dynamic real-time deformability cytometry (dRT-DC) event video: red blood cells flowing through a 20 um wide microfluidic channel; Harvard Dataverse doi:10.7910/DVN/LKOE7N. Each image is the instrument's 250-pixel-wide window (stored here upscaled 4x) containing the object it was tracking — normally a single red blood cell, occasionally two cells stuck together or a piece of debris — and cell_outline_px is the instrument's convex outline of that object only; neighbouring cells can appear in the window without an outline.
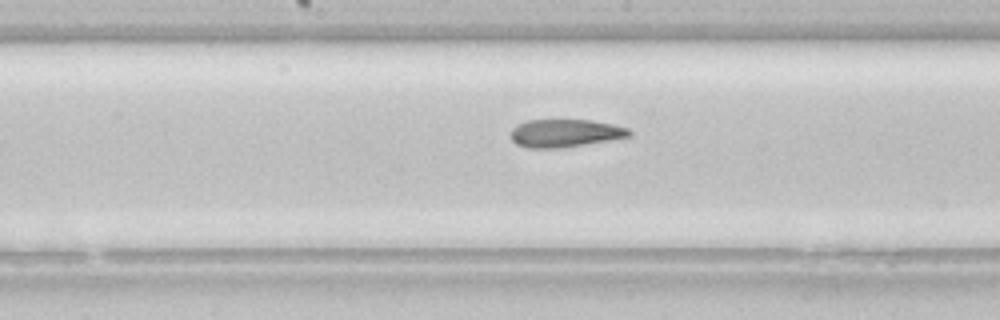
{"species": "common noctule bat (a hibernating species)", "species_latin": "Nyctalus noctula", "temperature_condition": "room temperature", "stored_images_in_passage": 39, "camera_frame_rate_fps": 3000, "um_per_image_px": 0.085, "animal": {"sex": "female", "body_mass_g": 22.7, "forearm_length_mm": 54.2}, "frame": {"image": 1, "passage_image": 17, "time_ms": 5.333, "image_size_px": [1000, 320], "cell_outline_px": [[632, 136], [564, 148], [528, 148], [516, 144], [512, 140], [512, 128], [528, 120], [588, 120], [612, 124], [628, 128], [632, 132]], "centroid_in_image_um": [48.06, 11.33], "position_along_channel_um": 200.1, "area_um2": 19.19}}
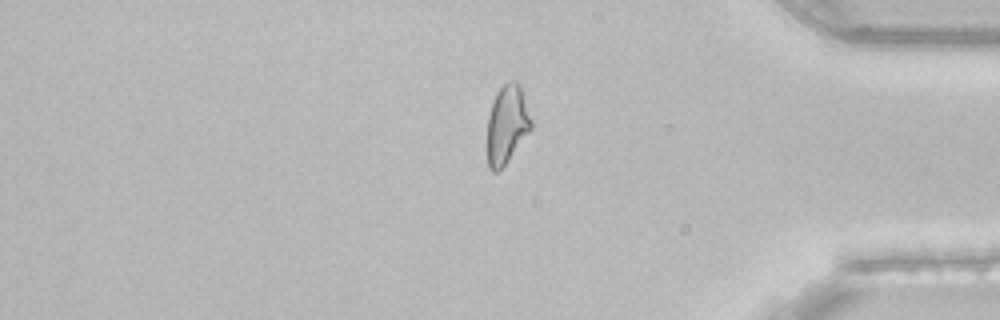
{"frame": {"image": 2, "passage_image": 34, "time_ms": 11.0, "image_size_px": [1000, 320], "cell_outline_px": [[532, 128], [508, 160], [496, 172], [492, 172], [488, 168], [488, 116], [492, 100], [496, 92], [508, 80], [516, 80], [520, 84], [532, 120]], "centroid_in_image_um": [43.09, 10.53], "position_along_channel_um": 392.1, "area_um2": 20.06}}